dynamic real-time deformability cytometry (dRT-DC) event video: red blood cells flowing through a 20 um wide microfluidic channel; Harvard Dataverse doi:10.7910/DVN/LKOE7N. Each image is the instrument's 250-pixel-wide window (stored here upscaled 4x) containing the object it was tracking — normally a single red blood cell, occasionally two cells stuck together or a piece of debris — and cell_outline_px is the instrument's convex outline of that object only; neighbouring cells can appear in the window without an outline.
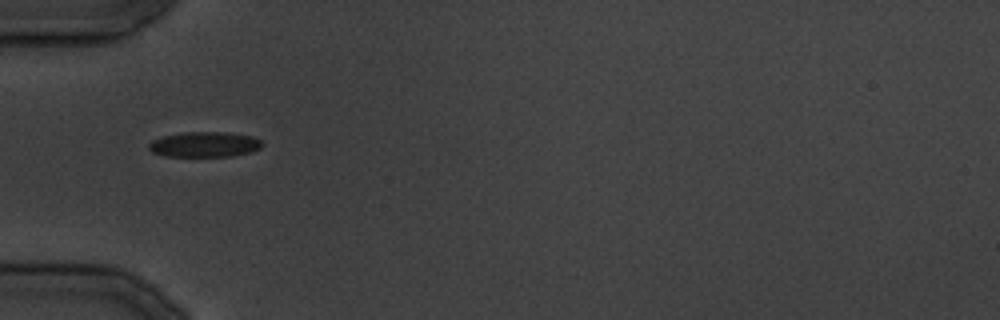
{"species": "common noctule bat (a hibernating species)", "species_latin": "Nyctalus noctula", "temperature_condition": "cold", "stored_images_in_passage": 7, "camera_frame_rate_fps": 3000, "um_per_image_px": 0.085, "animal": {"sex": "male", "body_mass_g": 19.5, "forearm_length_mm": 54.6}, "frame": {"image": 1, "passage_image": 1, "time_ms": 0.0, "image_size_px": [1000, 320], "cell_outline_px": [[264, 144], [260, 148], [252, 152], [232, 156], [164, 156], [152, 152], [148, 148], [148, 144], [152, 140], [164, 136], [184, 132], [224, 132], [252, 136], [260, 140]], "centroid_in_image_um": [17.39, 12.28], "position_along_channel_um": 67.6, "area_um2": 16.7}}
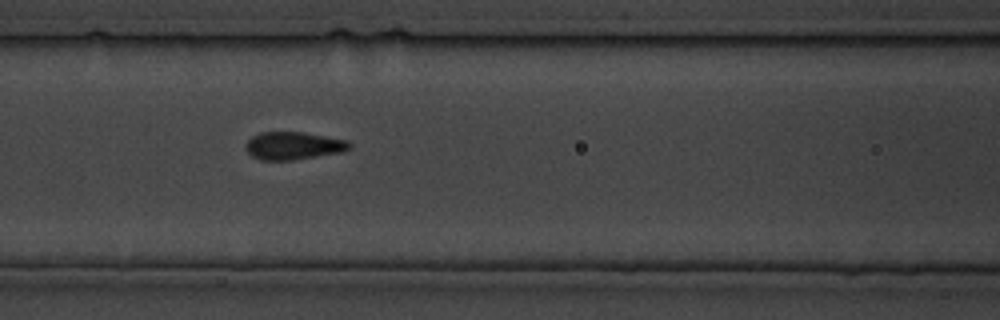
{"frame": {"image": 2, "passage_image": 5, "time_ms": 4.667, "image_size_px": [1000, 320], "cell_outline_px": [[352, 148], [340, 152], [292, 160], [260, 160], [252, 156], [244, 148], [244, 144], [252, 136], [260, 132], [304, 132], [348, 140], [352, 144]], "centroid_in_image_um": [24.92, 12.38], "position_along_channel_um": 141.7, "area_um2": 16.88}}
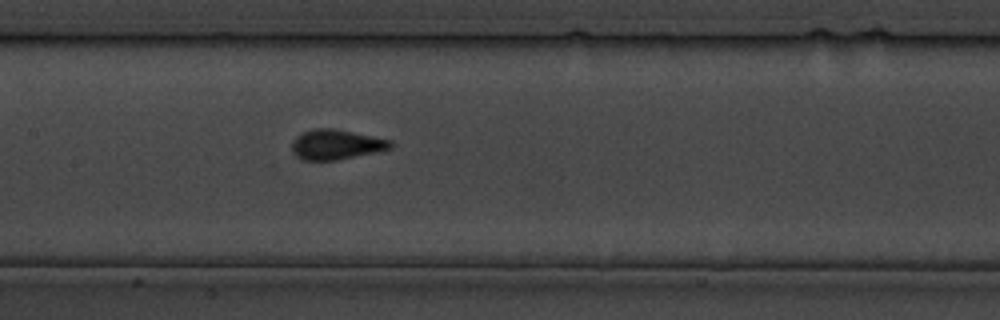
{"frame": {"image": 3, "passage_image": 7, "time_ms": 7.0, "image_size_px": [1000, 320], "cell_outline_px": [[396, 144], [392, 148], [336, 160], [300, 160], [292, 152], [292, 140], [296, 136], [312, 128], [332, 128], [392, 140]], "centroid_in_image_um": [28.55, 12.28], "position_along_channel_um": 178.8, "area_um2": 17.22}}